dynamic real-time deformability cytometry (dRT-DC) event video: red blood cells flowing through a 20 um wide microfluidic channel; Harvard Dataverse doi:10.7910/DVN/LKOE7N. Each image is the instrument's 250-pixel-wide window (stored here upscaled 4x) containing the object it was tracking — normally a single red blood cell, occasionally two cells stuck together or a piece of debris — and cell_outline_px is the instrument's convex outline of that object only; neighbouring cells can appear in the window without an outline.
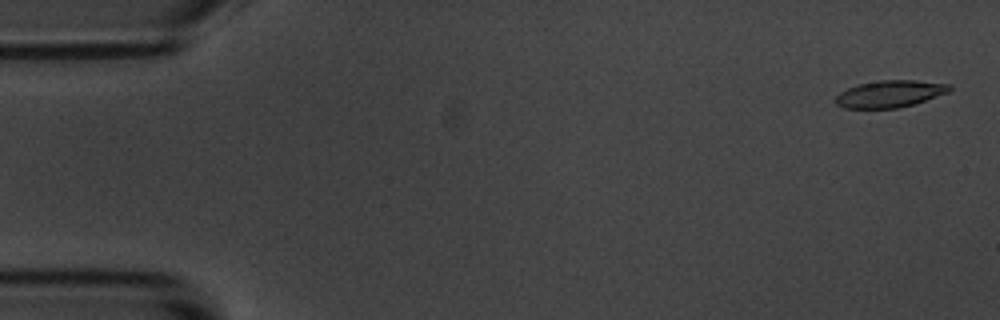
{"species": "common noctule bat (a hibernating species)", "species_latin": "Nyctalus noctula", "temperature_condition": "room temperature", "stored_images_in_passage": 4, "camera_frame_rate_fps": 3000, "um_per_image_px": 0.085, "animal": {"sex": "male", "body_mass_g": 20.1, "forearm_length_mm": 53.5}, "frame": {"image": 1, "passage_image": 1, "time_ms": 0.0, "image_size_px": [1000, 320], "cell_outline_px": [[952, 88], [948, 92], [900, 108], [844, 108], [836, 104], [836, 96], [840, 92], [856, 84], [880, 80], [916, 80], [952, 84]], "centroid_in_image_um": [75.63, 7.96], "position_along_channel_um": 9.4, "area_um2": 17.86}}